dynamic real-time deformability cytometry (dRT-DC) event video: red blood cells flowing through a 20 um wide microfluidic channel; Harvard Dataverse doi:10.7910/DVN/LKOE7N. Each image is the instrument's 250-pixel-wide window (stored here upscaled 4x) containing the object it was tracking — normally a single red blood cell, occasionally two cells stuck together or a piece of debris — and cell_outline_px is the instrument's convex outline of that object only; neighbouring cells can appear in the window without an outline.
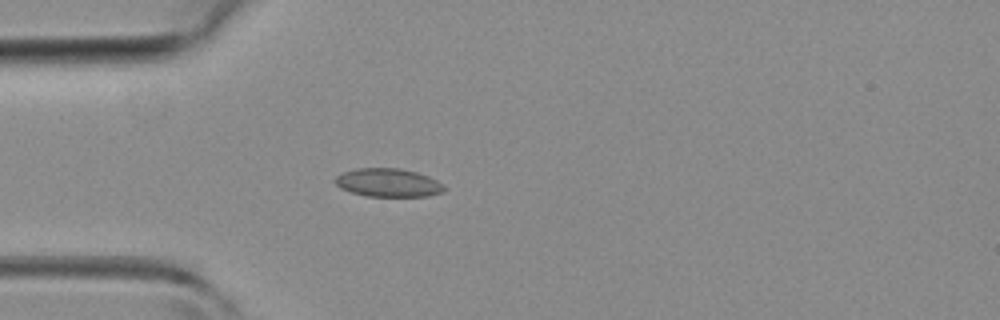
{"species": "common noctule bat (a hibernating species)", "species_latin": "Nyctalus noctula", "temperature_condition": "room temperature", "stored_images_in_passage": 40, "camera_frame_rate_fps": 3000, "um_per_image_px": 0.085, "animal": {"sex": "female", "body_mass_g": 19.3, "forearm_length_mm": 54.1}, "frame": {"image": 1, "passage_image": 8, "time_ms": 2.333, "image_size_px": [1000, 320], "cell_outline_px": [[448, 188], [444, 192], [428, 196], [368, 196], [352, 192], [340, 188], [332, 180], [340, 172], [356, 168], [400, 168], [416, 172], [428, 176], [444, 184]], "centroid_in_image_um": [33.0, 15.52], "position_along_channel_um": 52.0, "area_um2": 18.26}}
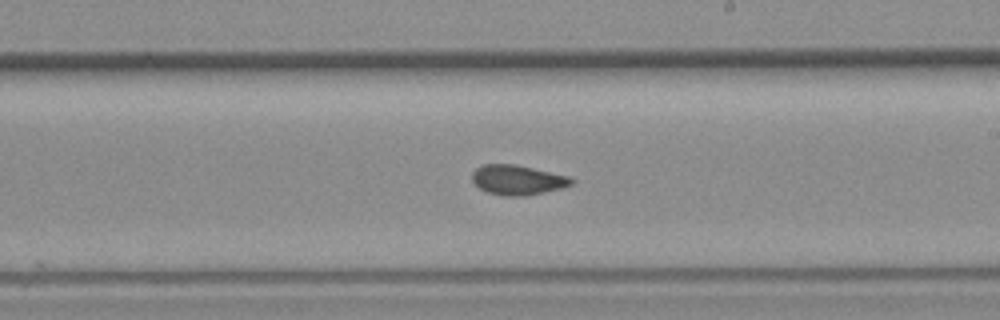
{"frame": {"image": 2, "passage_image": 21, "time_ms": 6.667, "image_size_px": [1000, 320], "cell_outline_px": [[576, 180], [572, 184], [564, 188], [524, 196], [504, 196], [488, 192], [480, 188], [472, 180], [472, 172], [476, 168], [484, 164], [516, 164], [572, 176]], "centroid_in_image_um": [44.06, 15.28], "position_along_channel_um": 244.9, "area_um2": 17.51}}
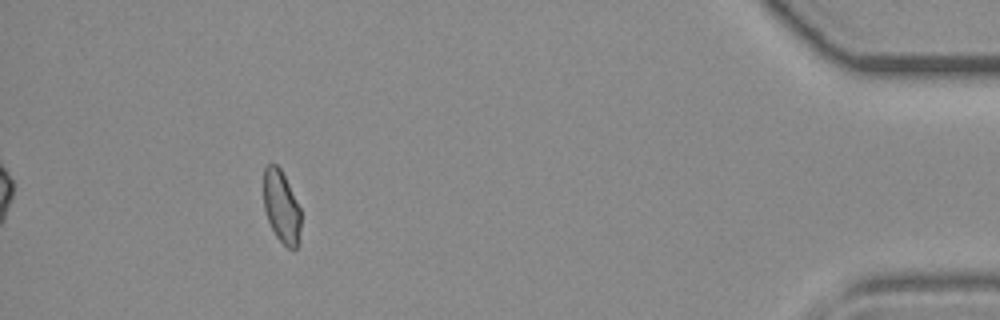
{"frame": {"image": 3, "passage_image": 36, "time_ms": 11.667, "image_size_px": [1000, 320], "cell_outline_px": [[300, 244], [296, 248], [288, 248], [276, 236], [268, 220], [264, 208], [264, 168], [268, 164], [276, 164], [280, 168], [300, 208]], "centroid_in_image_um": [23.93, 17.6], "position_along_channel_um": 411.3, "area_um2": 15.55}}